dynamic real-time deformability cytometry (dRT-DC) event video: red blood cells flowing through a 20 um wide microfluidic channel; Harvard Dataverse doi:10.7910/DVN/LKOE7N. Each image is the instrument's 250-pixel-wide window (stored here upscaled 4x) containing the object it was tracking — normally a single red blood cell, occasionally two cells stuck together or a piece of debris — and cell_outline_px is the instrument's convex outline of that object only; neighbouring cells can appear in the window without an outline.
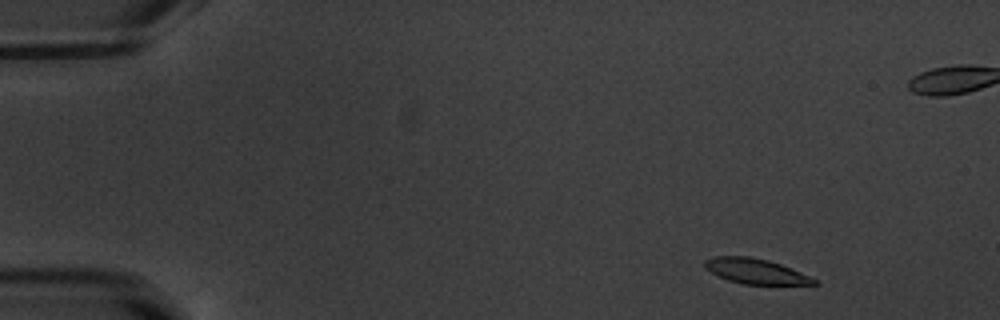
{"species": "common noctule bat (a hibernating species)", "species_latin": "Nyctalus noctula", "temperature_condition": "warm", "stored_images_in_passage": 52, "camera_frame_rate_fps": 3000, "um_per_image_px": 0.085, "animal": {"sex": "male", "body_mass_g": 20.1, "forearm_length_mm": 53.5}, "frame": {"image": 1, "passage_image": 4, "time_ms": 1.0, "image_size_px": [1000, 320], "cell_outline_px": [[820, 284], [740, 284], [728, 280], [704, 268], [704, 260], [712, 256], [748, 256], [768, 260], [792, 268], [816, 280]], "centroid_in_image_um": [64.18, 23.04], "position_along_channel_um": 20.8, "area_um2": 15.9}}
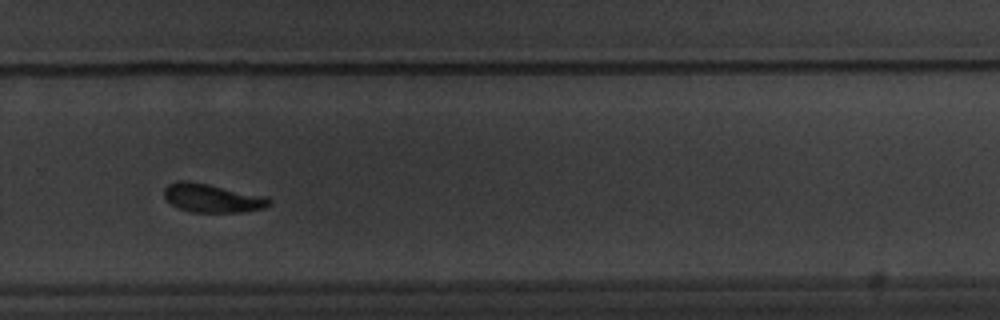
{"frame": {"image": 2, "passage_image": 35, "time_ms": 11.333, "image_size_px": [1000, 320], "cell_outline_px": [[272, 204], [264, 208], [244, 212], [192, 212], [180, 208], [172, 204], [164, 196], [164, 188], [168, 184], [176, 180], [188, 180], [208, 184], [264, 196], [272, 200]], "centroid_in_image_um": [18.04, 16.83], "position_along_channel_um": 311.8, "area_um2": 17.46}}
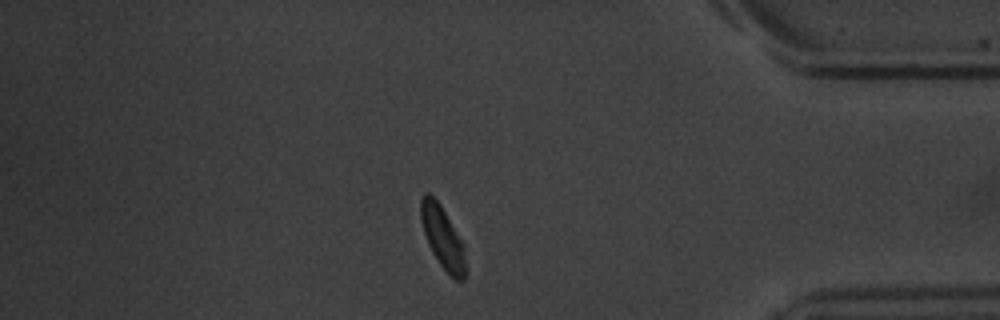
{"frame": {"image": 3, "passage_image": 44, "time_ms": 14.333, "image_size_px": [1000, 320], "cell_outline_px": [[464, 280], [456, 280], [440, 264], [432, 252], [428, 244], [424, 232], [420, 216], [420, 200], [424, 192], [428, 192], [440, 204], [460, 240], [464, 256]], "centroid_in_image_um": [37.56, 20.13], "position_along_channel_um": 397.6, "area_um2": 15.43}, "authors_computed_cell_mechanics": {"area_um2": 17.6001, "velocity_mm_per_s": 3.7783, "shape_relaxation_time_tau1_ms": 2.9434, "shape_relaxation_time_tau2_ms": 6.1025, "deformation_change_tau1": 0.1331, "deformation_change_tau2": 0.133}}